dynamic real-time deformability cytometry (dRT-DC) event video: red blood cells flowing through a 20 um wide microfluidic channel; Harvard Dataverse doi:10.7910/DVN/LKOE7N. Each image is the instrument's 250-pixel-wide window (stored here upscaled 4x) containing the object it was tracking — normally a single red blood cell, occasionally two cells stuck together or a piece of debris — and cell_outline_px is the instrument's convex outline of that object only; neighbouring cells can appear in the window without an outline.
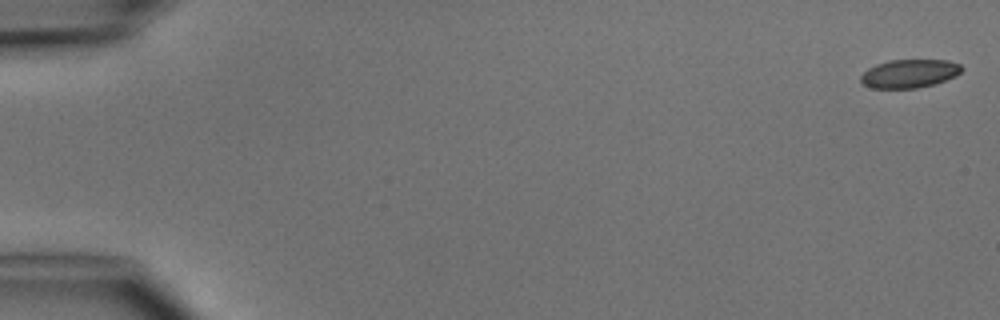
{"species": "common noctule bat (a hibernating species)", "species_latin": "Nyctalus noctula", "temperature_condition": "cold", "stored_images_in_passage": 5, "camera_frame_rate_fps": 3000, "um_per_image_px": 0.085, "animal": {"sex": "male", "body_mass_g": 15.6}, "frame": {"image": 1, "passage_image": 1, "time_ms": 0.0, "image_size_px": [1000, 320], "cell_outline_px": [[964, 68], [956, 76], [932, 84], [916, 88], [872, 88], [864, 84], [860, 80], [860, 76], [868, 68], [876, 64], [888, 60], [948, 60], [960, 64]], "centroid_in_image_um": [77.29, 6.24], "position_along_channel_um": 7.7, "area_um2": 16.65}}
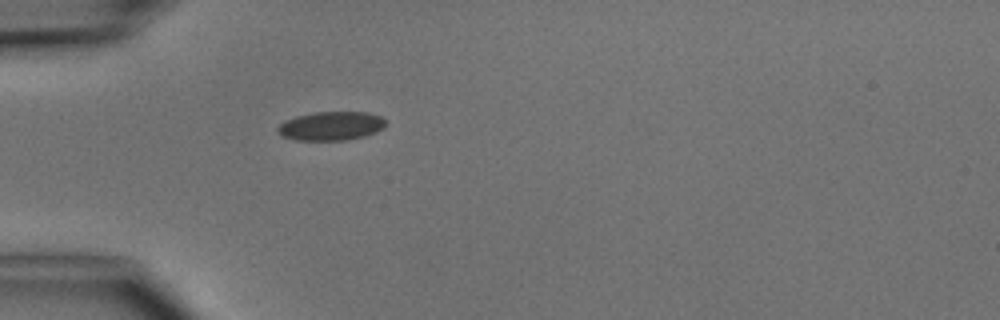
{"frame": {"image": 2, "passage_image": 5, "time_ms": 4.667, "image_size_px": [1000, 320], "cell_outline_px": [[384, 128], [376, 132], [364, 136], [348, 140], [296, 140], [280, 136], [276, 132], [276, 128], [284, 120], [296, 116], [316, 112], [368, 112], [380, 116], [384, 120]], "centroid_in_image_um": [28.09, 10.71], "position_along_channel_um": 56.9, "area_um2": 18.26}}